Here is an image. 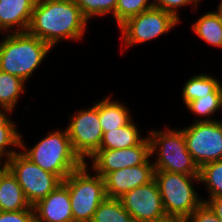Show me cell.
Masks as SVG:
<instances>
[{"mask_svg":"<svg viewBox=\"0 0 222 222\" xmlns=\"http://www.w3.org/2000/svg\"><path fill=\"white\" fill-rule=\"evenodd\" d=\"M3 165L4 166L2 168L0 167V184H1L3 177L10 171L7 161H5V163Z\"/></svg>","mask_w":222,"mask_h":222,"instance_id":"1f68e13d","label":"cell"},{"mask_svg":"<svg viewBox=\"0 0 222 222\" xmlns=\"http://www.w3.org/2000/svg\"><path fill=\"white\" fill-rule=\"evenodd\" d=\"M203 202H206L209 205V207L214 211L216 216L222 222V196L210 197L209 200H203Z\"/></svg>","mask_w":222,"mask_h":222,"instance_id":"4dcf8cb0","label":"cell"},{"mask_svg":"<svg viewBox=\"0 0 222 222\" xmlns=\"http://www.w3.org/2000/svg\"><path fill=\"white\" fill-rule=\"evenodd\" d=\"M163 207L172 222H185L203 202L193 188L192 180L200 182L199 176L184 175L168 171H155Z\"/></svg>","mask_w":222,"mask_h":222,"instance_id":"277c9868","label":"cell"},{"mask_svg":"<svg viewBox=\"0 0 222 222\" xmlns=\"http://www.w3.org/2000/svg\"><path fill=\"white\" fill-rule=\"evenodd\" d=\"M7 163L31 206L63 183L57 175L41 169L23 153H15Z\"/></svg>","mask_w":222,"mask_h":222,"instance_id":"52a82bcc","label":"cell"},{"mask_svg":"<svg viewBox=\"0 0 222 222\" xmlns=\"http://www.w3.org/2000/svg\"><path fill=\"white\" fill-rule=\"evenodd\" d=\"M144 138L136 125L130 120L125 126L118 129L104 132L99 150L124 149L138 145Z\"/></svg>","mask_w":222,"mask_h":222,"instance_id":"ac0fdd59","label":"cell"},{"mask_svg":"<svg viewBox=\"0 0 222 222\" xmlns=\"http://www.w3.org/2000/svg\"><path fill=\"white\" fill-rule=\"evenodd\" d=\"M179 19L173 14L159 8L152 7L138 15L128 18L119 27L126 46L144 43L163 33H167L177 25Z\"/></svg>","mask_w":222,"mask_h":222,"instance_id":"9c48e42d","label":"cell"},{"mask_svg":"<svg viewBox=\"0 0 222 222\" xmlns=\"http://www.w3.org/2000/svg\"><path fill=\"white\" fill-rule=\"evenodd\" d=\"M74 2L87 20L90 17L108 14L109 12H112L115 17L117 0H74Z\"/></svg>","mask_w":222,"mask_h":222,"instance_id":"4316f807","label":"cell"},{"mask_svg":"<svg viewBox=\"0 0 222 222\" xmlns=\"http://www.w3.org/2000/svg\"><path fill=\"white\" fill-rule=\"evenodd\" d=\"M37 0H0V32L12 28L14 33L27 32ZM19 26V27H18Z\"/></svg>","mask_w":222,"mask_h":222,"instance_id":"9a60e30c","label":"cell"},{"mask_svg":"<svg viewBox=\"0 0 222 222\" xmlns=\"http://www.w3.org/2000/svg\"><path fill=\"white\" fill-rule=\"evenodd\" d=\"M151 156L158 150L154 161L155 171H168L184 175L199 176V167L187 149L182 129L166 131H150ZM157 148V149H156Z\"/></svg>","mask_w":222,"mask_h":222,"instance_id":"5b68a950","label":"cell"},{"mask_svg":"<svg viewBox=\"0 0 222 222\" xmlns=\"http://www.w3.org/2000/svg\"><path fill=\"white\" fill-rule=\"evenodd\" d=\"M21 138L19 147L25 149L22 153L41 169L57 175L62 181L85 163L74 152L67 129L64 132L50 133L30 150L24 146Z\"/></svg>","mask_w":222,"mask_h":222,"instance_id":"3957f363","label":"cell"},{"mask_svg":"<svg viewBox=\"0 0 222 222\" xmlns=\"http://www.w3.org/2000/svg\"><path fill=\"white\" fill-rule=\"evenodd\" d=\"M200 182L206 183L210 197L222 196V160L205 163L199 169Z\"/></svg>","mask_w":222,"mask_h":222,"instance_id":"603a6c76","label":"cell"},{"mask_svg":"<svg viewBox=\"0 0 222 222\" xmlns=\"http://www.w3.org/2000/svg\"><path fill=\"white\" fill-rule=\"evenodd\" d=\"M198 1L199 0H154L153 3L155 8L167 11L179 19L177 8L180 6H185L189 3H194L197 7Z\"/></svg>","mask_w":222,"mask_h":222,"instance_id":"f546056e","label":"cell"},{"mask_svg":"<svg viewBox=\"0 0 222 222\" xmlns=\"http://www.w3.org/2000/svg\"><path fill=\"white\" fill-rule=\"evenodd\" d=\"M30 206L16 177L9 171L0 184V211H21Z\"/></svg>","mask_w":222,"mask_h":222,"instance_id":"2e32d148","label":"cell"},{"mask_svg":"<svg viewBox=\"0 0 222 222\" xmlns=\"http://www.w3.org/2000/svg\"><path fill=\"white\" fill-rule=\"evenodd\" d=\"M25 82L18 76L0 71V107L12 112L20 93H24Z\"/></svg>","mask_w":222,"mask_h":222,"instance_id":"d6986e66","label":"cell"},{"mask_svg":"<svg viewBox=\"0 0 222 222\" xmlns=\"http://www.w3.org/2000/svg\"><path fill=\"white\" fill-rule=\"evenodd\" d=\"M151 157L149 138L124 149L98 150L91 158L93 169L102 178L110 172L145 164Z\"/></svg>","mask_w":222,"mask_h":222,"instance_id":"7c38bea8","label":"cell"},{"mask_svg":"<svg viewBox=\"0 0 222 222\" xmlns=\"http://www.w3.org/2000/svg\"><path fill=\"white\" fill-rule=\"evenodd\" d=\"M98 115L103 133L125 126L131 119L128 109L109 97L98 102Z\"/></svg>","mask_w":222,"mask_h":222,"instance_id":"e0dca14e","label":"cell"},{"mask_svg":"<svg viewBox=\"0 0 222 222\" xmlns=\"http://www.w3.org/2000/svg\"><path fill=\"white\" fill-rule=\"evenodd\" d=\"M194 32L207 43L222 47V25L215 12H207L192 26Z\"/></svg>","mask_w":222,"mask_h":222,"instance_id":"ffe728a7","label":"cell"},{"mask_svg":"<svg viewBox=\"0 0 222 222\" xmlns=\"http://www.w3.org/2000/svg\"><path fill=\"white\" fill-rule=\"evenodd\" d=\"M185 222H221L206 202H202Z\"/></svg>","mask_w":222,"mask_h":222,"instance_id":"f1b7e54d","label":"cell"},{"mask_svg":"<svg viewBox=\"0 0 222 222\" xmlns=\"http://www.w3.org/2000/svg\"><path fill=\"white\" fill-rule=\"evenodd\" d=\"M218 82L214 77L204 74L190 78L186 82L182 93L185 105L211 94L218 87Z\"/></svg>","mask_w":222,"mask_h":222,"instance_id":"7402d4cb","label":"cell"},{"mask_svg":"<svg viewBox=\"0 0 222 222\" xmlns=\"http://www.w3.org/2000/svg\"><path fill=\"white\" fill-rule=\"evenodd\" d=\"M218 86L220 87V91H221V106H222V85L220 84V82H218Z\"/></svg>","mask_w":222,"mask_h":222,"instance_id":"836d02e7","label":"cell"},{"mask_svg":"<svg viewBox=\"0 0 222 222\" xmlns=\"http://www.w3.org/2000/svg\"><path fill=\"white\" fill-rule=\"evenodd\" d=\"M87 21L74 0H37L27 32L53 47L60 39L80 40Z\"/></svg>","mask_w":222,"mask_h":222,"instance_id":"6da1fadb","label":"cell"},{"mask_svg":"<svg viewBox=\"0 0 222 222\" xmlns=\"http://www.w3.org/2000/svg\"><path fill=\"white\" fill-rule=\"evenodd\" d=\"M187 149L200 168L212 161L222 160V122L203 119L184 128Z\"/></svg>","mask_w":222,"mask_h":222,"instance_id":"ba28073f","label":"cell"},{"mask_svg":"<svg viewBox=\"0 0 222 222\" xmlns=\"http://www.w3.org/2000/svg\"><path fill=\"white\" fill-rule=\"evenodd\" d=\"M135 222H171L165 213L155 179L119 198Z\"/></svg>","mask_w":222,"mask_h":222,"instance_id":"8fae6325","label":"cell"},{"mask_svg":"<svg viewBox=\"0 0 222 222\" xmlns=\"http://www.w3.org/2000/svg\"><path fill=\"white\" fill-rule=\"evenodd\" d=\"M85 162L63 183L68 187L74 222H91L99 204L106 198L104 179L87 172Z\"/></svg>","mask_w":222,"mask_h":222,"instance_id":"8992f818","label":"cell"},{"mask_svg":"<svg viewBox=\"0 0 222 222\" xmlns=\"http://www.w3.org/2000/svg\"><path fill=\"white\" fill-rule=\"evenodd\" d=\"M215 13L217 14L220 24L222 25V2L219 4L218 11H215Z\"/></svg>","mask_w":222,"mask_h":222,"instance_id":"d6a6232c","label":"cell"},{"mask_svg":"<svg viewBox=\"0 0 222 222\" xmlns=\"http://www.w3.org/2000/svg\"><path fill=\"white\" fill-rule=\"evenodd\" d=\"M6 114L0 110V160L6 154L8 161L15 153L14 150L6 151L7 146H20L21 135L17 132L15 124L5 116Z\"/></svg>","mask_w":222,"mask_h":222,"instance_id":"cb8c5ba5","label":"cell"},{"mask_svg":"<svg viewBox=\"0 0 222 222\" xmlns=\"http://www.w3.org/2000/svg\"><path fill=\"white\" fill-rule=\"evenodd\" d=\"M67 129L74 152L85 162V157L91 158L99 149L103 137L98 103L90 109L79 110L71 118Z\"/></svg>","mask_w":222,"mask_h":222,"instance_id":"30bf717a","label":"cell"},{"mask_svg":"<svg viewBox=\"0 0 222 222\" xmlns=\"http://www.w3.org/2000/svg\"><path fill=\"white\" fill-rule=\"evenodd\" d=\"M154 7L148 0H117L115 19L120 26L128 18Z\"/></svg>","mask_w":222,"mask_h":222,"instance_id":"484cf974","label":"cell"},{"mask_svg":"<svg viewBox=\"0 0 222 222\" xmlns=\"http://www.w3.org/2000/svg\"><path fill=\"white\" fill-rule=\"evenodd\" d=\"M0 222H35L33 206L21 211H0Z\"/></svg>","mask_w":222,"mask_h":222,"instance_id":"83f0119b","label":"cell"},{"mask_svg":"<svg viewBox=\"0 0 222 222\" xmlns=\"http://www.w3.org/2000/svg\"><path fill=\"white\" fill-rule=\"evenodd\" d=\"M51 48L28 32L7 34L0 42V71L18 76L25 82Z\"/></svg>","mask_w":222,"mask_h":222,"instance_id":"7a4b0ae2","label":"cell"},{"mask_svg":"<svg viewBox=\"0 0 222 222\" xmlns=\"http://www.w3.org/2000/svg\"><path fill=\"white\" fill-rule=\"evenodd\" d=\"M35 222H74L68 187L61 183L33 205Z\"/></svg>","mask_w":222,"mask_h":222,"instance_id":"5bb4252c","label":"cell"},{"mask_svg":"<svg viewBox=\"0 0 222 222\" xmlns=\"http://www.w3.org/2000/svg\"><path fill=\"white\" fill-rule=\"evenodd\" d=\"M154 172L153 163L147 161L145 164L107 173L103 177L106 197L119 199L134 188L150 183L154 179Z\"/></svg>","mask_w":222,"mask_h":222,"instance_id":"4fadbf2b","label":"cell"},{"mask_svg":"<svg viewBox=\"0 0 222 222\" xmlns=\"http://www.w3.org/2000/svg\"><path fill=\"white\" fill-rule=\"evenodd\" d=\"M91 222H135L120 199L105 198L95 211Z\"/></svg>","mask_w":222,"mask_h":222,"instance_id":"44dd1931","label":"cell"},{"mask_svg":"<svg viewBox=\"0 0 222 222\" xmlns=\"http://www.w3.org/2000/svg\"><path fill=\"white\" fill-rule=\"evenodd\" d=\"M187 108L195 114L209 116L221 109V91L218 86L211 94L189 102Z\"/></svg>","mask_w":222,"mask_h":222,"instance_id":"d4e9b609","label":"cell"}]
</instances>
